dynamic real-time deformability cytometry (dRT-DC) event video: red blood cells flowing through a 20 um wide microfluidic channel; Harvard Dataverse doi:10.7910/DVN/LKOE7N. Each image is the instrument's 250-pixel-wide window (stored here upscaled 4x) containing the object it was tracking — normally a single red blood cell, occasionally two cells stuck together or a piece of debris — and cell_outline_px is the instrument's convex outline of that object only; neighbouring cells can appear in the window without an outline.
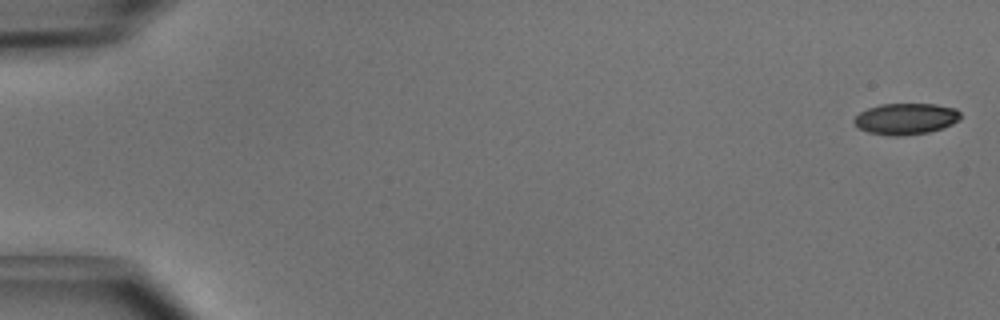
{"species": "common noctule bat (a hibernating species)", "species_latin": "Nyctalus noctula", "temperature_condition": "cold", "stored_images_in_passage": 5, "camera_frame_rate_fps": 3000, "um_per_image_px": 0.085, "animal": {"sex": "male", "body_mass_g": 15.6}, "frame": {"image": 1, "passage_image": 1, "time_ms": 0.0, "image_size_px": [1000, 320], "cell_outline_px": [[960, 120], [952, 124], [928, 132], [900, 136], [888, 136], [868, 132], [860, 128], [852, 120], [860, 112], [868, 108], [880, 104], [936, 104], [956, 108], [960, 112]], "centroid_in_image_um": [77.0, 10.09], "position_along_channel_um": 8.0, "area_um2": 19.36}}
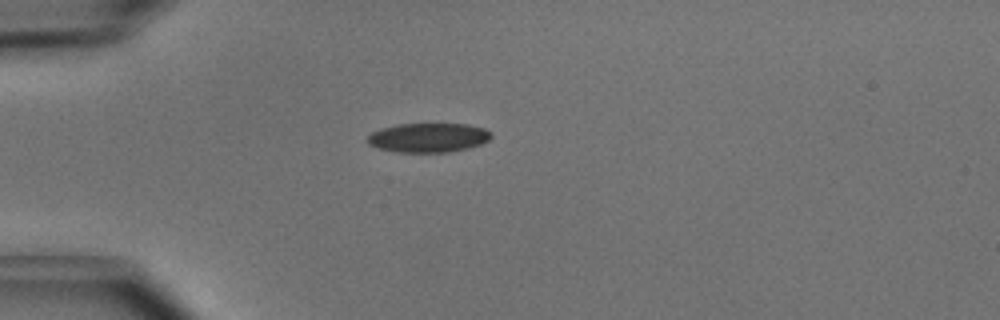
{"frame": {"image": 2, "passage_image": 4, "time_ms": 1.0, "image_size_px": [1000, 320], "cell_outline_px": [[492, 136], [488, 140], [480, 144], [448, 152], [396, 152], [376, 148], [368, 144], [364, 140], [372, 132], [380, 128], [396, 124], [468, 124], [484, 128], [492, 132]], "centroid_in_image_um": [36.35, 11.69], "position_along_channel_um": 48.7, "area_um2": 21.21}}